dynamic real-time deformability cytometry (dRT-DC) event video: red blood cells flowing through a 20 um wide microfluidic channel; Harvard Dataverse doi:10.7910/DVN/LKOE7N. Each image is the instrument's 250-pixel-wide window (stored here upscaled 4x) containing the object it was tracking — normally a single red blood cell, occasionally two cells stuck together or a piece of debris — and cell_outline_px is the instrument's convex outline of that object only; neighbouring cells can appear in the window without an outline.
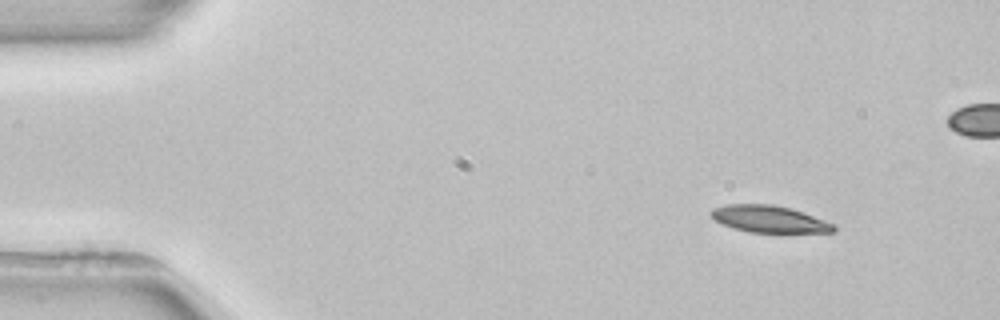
{"species": "common noctule bat (a hibernating species)", "species_latin": "Nyctalus noctula", "temperature_condition": "room temperature", "stored_images_in_passage": 4, "camera_frame_rate_fps": 3000, "um_per_image_px": 0.085, "animal": {"sex": "female", "body_mass_g": 22.7, "forearm_length_mm": 54.2}, "frame": {"image": 1, "passage_image": 1, "time_ms": 0.0, "image_size_px": [1000, 320], "cell_outline_px": [[836, 232], [748, 232], [732, 228], [716, 220], [708, 212], [712, 208], [724, 204], [772, 204], [792, 208], [836, 224]], "centroid_in_image_um": [65.39, 18.61], "position_along_channel_um": 19.6, "area_um2": 19.36}}